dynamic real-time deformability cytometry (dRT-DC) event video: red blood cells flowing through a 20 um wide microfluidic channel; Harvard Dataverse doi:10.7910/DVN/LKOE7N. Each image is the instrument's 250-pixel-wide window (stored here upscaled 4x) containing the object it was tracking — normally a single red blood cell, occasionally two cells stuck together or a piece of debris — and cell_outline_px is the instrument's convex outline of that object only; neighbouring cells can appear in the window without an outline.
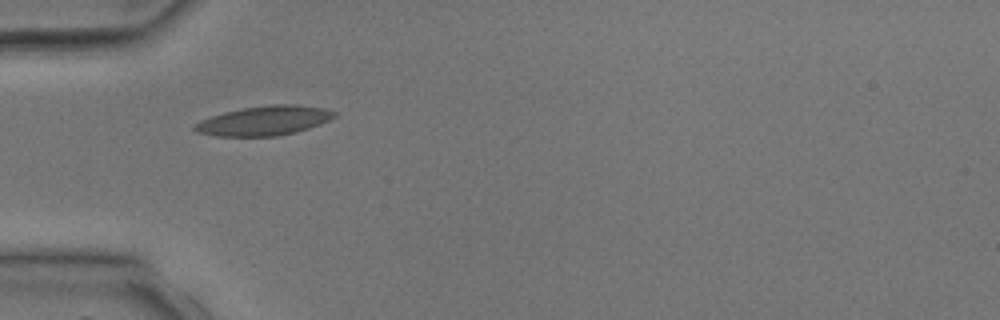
{"species": "common noctule bat (a hibernating species)", "species_latin": "Nyctalus noctula", "temperature_condition": "room temperature", "stored_images_in_passage": 2, "camera_frame_rate_fps": 3000, "um_per_image_px": 0.085, "animal": {"sex": "male", "body_mass_g": 17.9, "forearm_length_mm": 54.2}, "frame": {"image": 1, "passage_image": 1, "time_ms": 0.0, "image_size_px": [1000, 320], "cell_outline_px": [[336, 116], [320, 124], [296, 132], [276, 136], [216, 136], [196, 132], [192, 128], [200, 120], [224, 112], [244, 108], [272, 104], [296, 104], [324, 108], [336, 112]], "centroid_in_image_um": [22.46, 10.26], "position_along_channel_um": 62.5, "area_um2": 23.87}}